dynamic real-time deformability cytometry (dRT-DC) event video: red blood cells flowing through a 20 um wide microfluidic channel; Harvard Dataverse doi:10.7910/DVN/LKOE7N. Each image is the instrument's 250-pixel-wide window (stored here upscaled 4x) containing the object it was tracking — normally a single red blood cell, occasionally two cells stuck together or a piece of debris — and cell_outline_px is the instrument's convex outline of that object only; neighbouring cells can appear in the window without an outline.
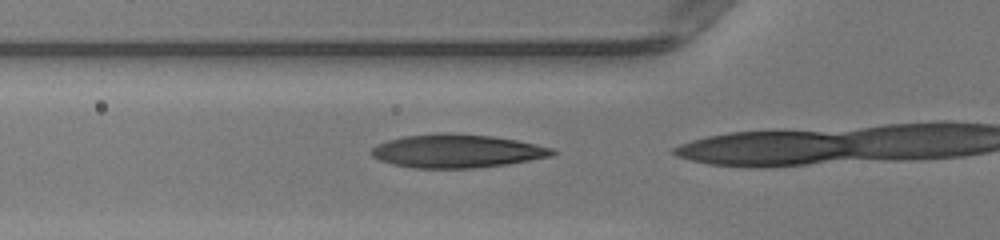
{"species": "human", "species_latin": "Homo sapiens", "temperature_condition": "warm", "stored_images_in_passage": 9, "camera_frame_rate_fps": 3000, "um_per_image_px": 0.085, "donor": {"sex": "female"}, "frame": {"image": 1, "passage_image": 8, "time_ms": 2.333, "image_size_px": [1000, 240], "cell_outline_px": [[560, 152], [552, 156], [508, 164], [472, 168], [412, 168], [392, 164], [380, 160], [372, 156], [368, 152], [376, 144], [388, 140], [404, 136], [440, 132], [444, 132], [492, 136], [516, 140], [556, 148]], "centroid_in_image_um": [38.85, 12.83], "position_along_channel_um": 87.0, "area_um2": 35.55}}